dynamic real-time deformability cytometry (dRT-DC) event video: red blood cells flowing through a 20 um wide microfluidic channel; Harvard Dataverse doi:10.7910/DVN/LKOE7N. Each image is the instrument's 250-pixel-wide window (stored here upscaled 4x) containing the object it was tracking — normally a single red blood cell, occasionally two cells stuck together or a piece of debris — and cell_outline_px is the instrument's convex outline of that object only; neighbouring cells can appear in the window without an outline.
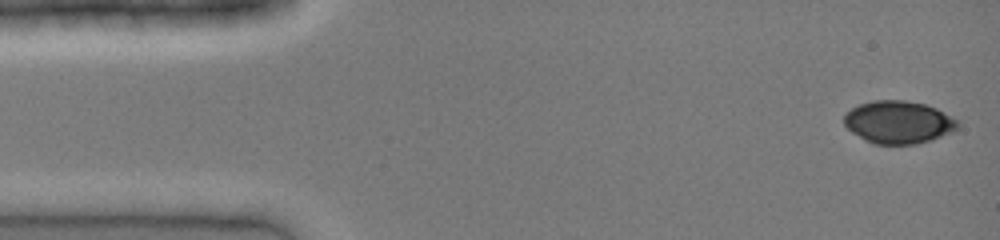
{"species": "common noctule bat (a hibernating species)", "species_latin": "Nyctalus noctula", "temperature_condition": "cold", "stored_images_in_passage": 41, "camera_frame_rate_fps": 3000, "um_per_image_px": 0.085, "animal": {"sex": "female", "body_mass_g": 19.0, "forearm_length_mm": 51.5}, "frame": {"image": 1, "passage_image": 1, "time_ms": 0.0, "image_size_px": [1000, 240], "cell_outline_px": [[960, 124], [952, 132], [932, 140], [916, 144], [872, 144], [852, 132], [844, 124], [844, 116], [852, 108], [860, 104], [872, 100], [904, 100], [924, 104], [936, 108], [952, 116]], "centroid_in_image_um": [76.38, 10.39], "position_along_channel_um": 8.6, "area_um2": 28.21}}
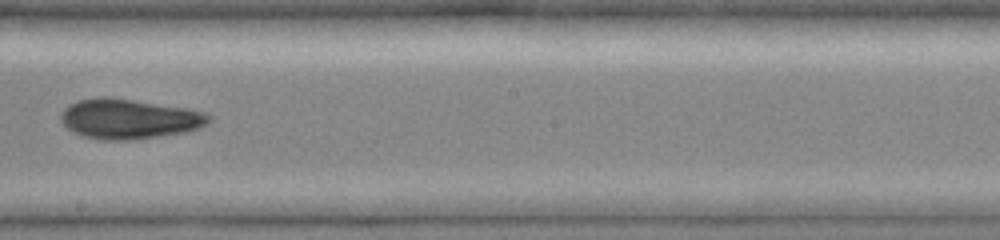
{"frame": {"image": 2, "passage_image": 23, "time_ms": 7.333, "image_size_px": [1000, 240], "cell_outline_px": [[212, 120], [200, 128], [184, 132], [136, 140], [100, 140], [80, 136], [72, 132], [60, 120], [60, 112], [64, 108], [80, 100], [132, 100], [188, 108], [204, 112], [212, 116]], "centroid_in_image_um": [11.02, 10.16], "position_along_channel_um": 237.2, "area_um2": 33.81}}
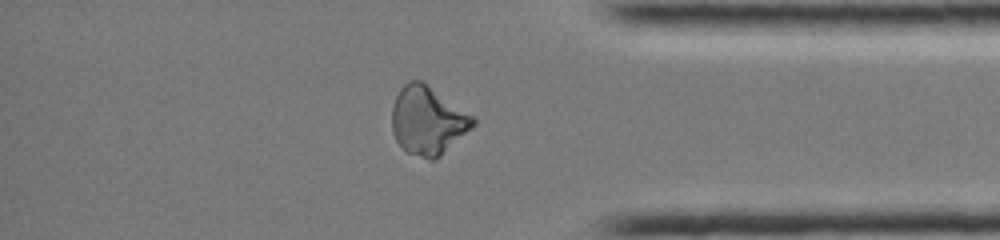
{"frame": {"image": 3, "passage_image": 34, "time_ms": 11.0, "image_size_px": [1000, 240], "cell_outline_px": [[476, 124], [472, 128], [440, 156], [432, 160], [428, 160], [408, 152], [396, 140], [392, 132], [392, 108], [396, 96], [400, 88], [408, 80], [420, 80], [476, 116]], "centroid_in_image_um": [36.38, 10.24], "position_along_channel_um": 398.8, "area_um2": 32.31}}